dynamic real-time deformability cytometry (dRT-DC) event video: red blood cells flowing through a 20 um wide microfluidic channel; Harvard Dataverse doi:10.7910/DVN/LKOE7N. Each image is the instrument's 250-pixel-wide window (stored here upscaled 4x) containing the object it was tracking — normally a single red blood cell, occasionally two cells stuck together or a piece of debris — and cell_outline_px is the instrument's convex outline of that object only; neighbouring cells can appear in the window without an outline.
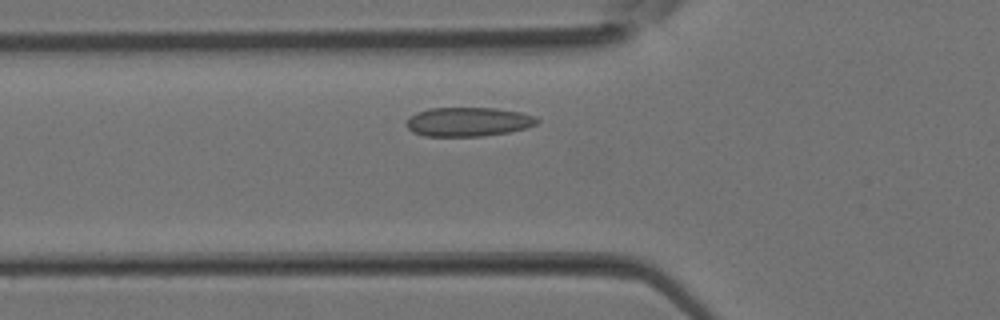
{"species": "Egyptian fruit bat (a non-hibernating species)", "species_latin": "Rousettus aegyptiacus", "temperature_condition": "room temperature", "stored_images_in_passage": 31, "camera_frame_rate_fps": 3000, "um_per_image_px": 0.085, "animal": {"sex": "female"}, "frame": {"image": 1, "passage_image": 6, "time_ms": 1.667, "image_size_px": [1000, 320], "cell_outline_px": [[540, 120], [536, 124], [524, 128], [508, 132], [484, 136], [424, 136], [412, 132], [404, 124], [416, 112], [428, 108], [496, 108], [520, 112], [536, 116]], "centroid_in_image_um": [39.79, 10.35], "position_along_channel_um": 86.0, "area_um2": 22.2}}
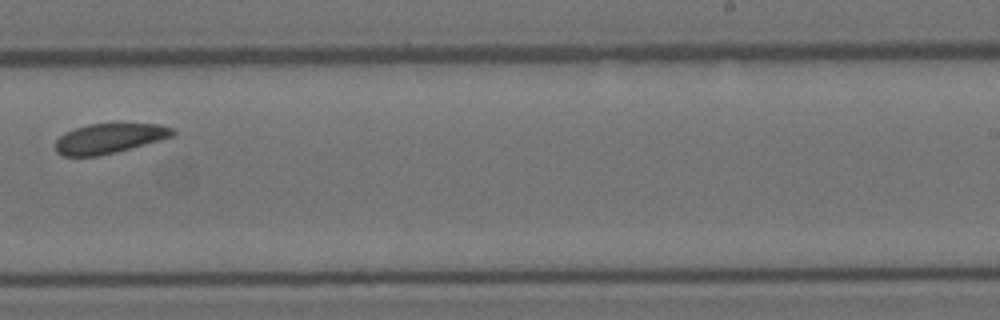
{"frame": {"image": 2, "passage_image": 17, "time_ms": 5.333, "image_size_px": [1000, 320], "cell_outline_px": [[176, 132], [172, 136], [116, 152], [96, 156], [64, 156], [56, 152], [56, 140], [64, 132], [72, 128], [88, 124], [160, 124], [172, 128]], "centroid_in_image_um": [9.24, 11.76], "position_along_channel_um": 279.8, "area_um2": 20.23}}
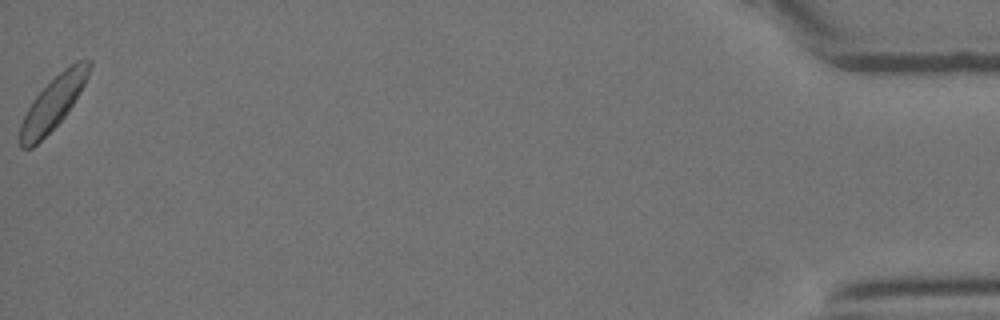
{"frame": {"image": 3, "passage_image": 31, "time_ms": 10.0, "image_size_px": [1000, 320], "cell_outline_px": [[92, 64], [88, 76], [80, 92], [68, 112], [32, 148], [20, 148], [20, 124], [32, 100], [64, 68], [76, 60], [92, 60]], "centroid_in_image_um": [4.53, 8.73], "position_along_channel_um": 430.7, "area_um2": 20.75}}